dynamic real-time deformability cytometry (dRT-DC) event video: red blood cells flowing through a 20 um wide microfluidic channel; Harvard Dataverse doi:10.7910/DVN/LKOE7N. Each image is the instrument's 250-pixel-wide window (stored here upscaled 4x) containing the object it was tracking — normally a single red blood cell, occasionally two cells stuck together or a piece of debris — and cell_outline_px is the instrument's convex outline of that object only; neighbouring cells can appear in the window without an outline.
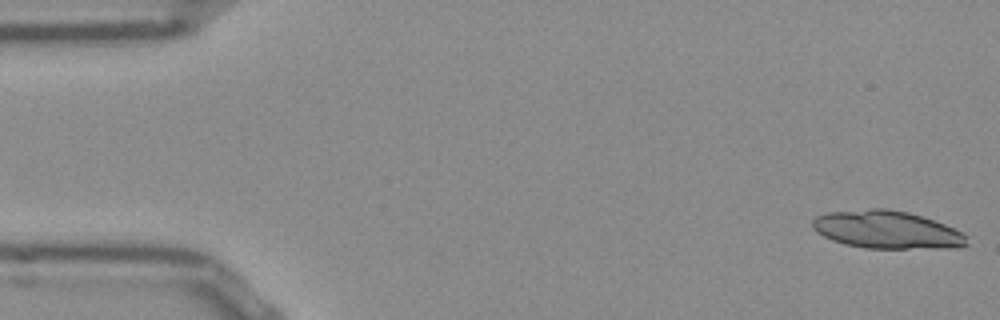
{"species": "Egyptian fruit bat (a non-hibernating species)", "species_latin": "Rousettus aegyptiacus", "temperature_condition": "room temperature", "stored_images_in_passage": 24, "camera_frame_rate_fps": 3000, "um_per_image_px": 0.085, "frame": {"image": 1, "passage_image": 1, "time_ms": 0.0, "image_size_px": [1000, 320], "cell_outline_px": [[968, 244], [960, 248], [864, 248], [844, 244], [832, 240], [816, 232], [812, 228], [812, 220], [816, 216], [828, 212], [872, 208], [884, 208], [908, 212], [944, 224], [968, 236]], "centroid_in_image_um": [75.37, 19.53], "position_along_channel_um": 9.6, "area_um2": 34.04}}
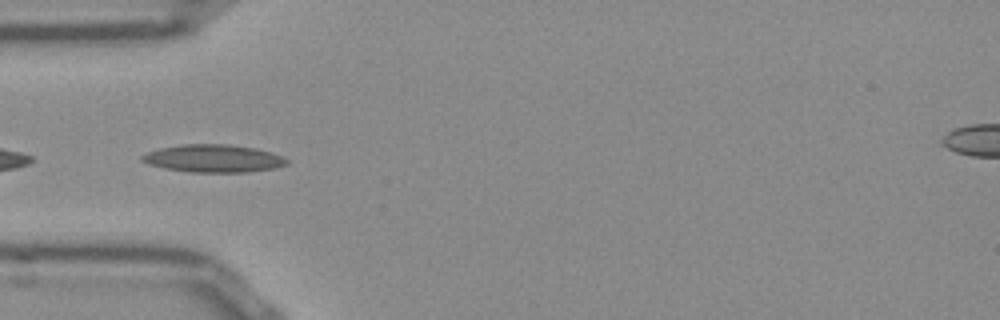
{"frame": {"image": 2, "passage_image": 16, "time_ms": 5.0, "image_size_px": [1000, 320], "cell_outline_px": [[288, 164], [272, 168], [244, 172], [192, 172], [164, 168], [148, 164], [140, 160], [140, 156], [148, 152], [160, 148], [184, 144], [228, 144], [256, 148], [272, 152], [288, 160]], "centroid_in_image_um": [18.11, 13.46], "position_along_channel_um": 66.9, "area_um2": 23.24}}